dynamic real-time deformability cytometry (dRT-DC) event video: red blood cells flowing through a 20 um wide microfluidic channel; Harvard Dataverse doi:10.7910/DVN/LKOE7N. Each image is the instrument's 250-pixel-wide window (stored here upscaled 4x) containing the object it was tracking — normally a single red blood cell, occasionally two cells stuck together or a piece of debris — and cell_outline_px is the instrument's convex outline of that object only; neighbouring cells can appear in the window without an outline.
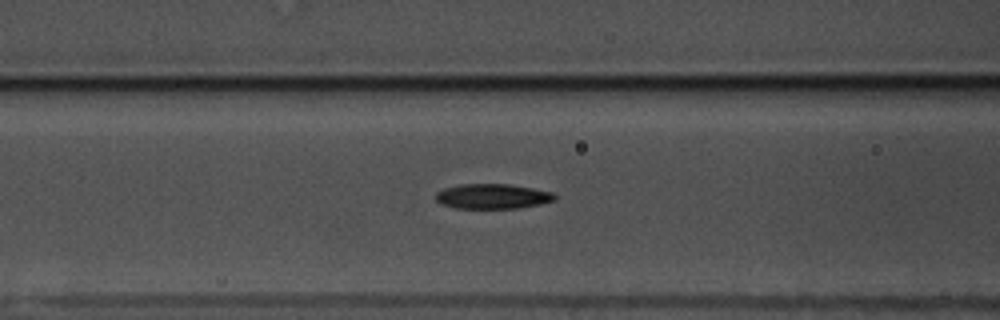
{"species": "common noctule bat (a hibernating species)", "species_latin": "Nyctalus noctula", "temperature_condition": "warm", "stored_images_in_passage": 42, "segment_of_instrument_passage": [1, 2], "camera_frame_rate_fps": 3000, "um_per_image_px": 0.085, "animal": {"sex": "male", "body_mass_g": 17.5, "forearm_length_mm": 52.3}, "frame": {"image": 1, "passage_image": 7, "time_ms": 2.0, "image_size_px": [1000, 320], "cell_outline_px": [[556, 200], [540, 204], [520, 208], [456, 208], [440, 204], [436, 200], [436, 192], [444, 188], [460, 184], [508, 184], [532, 188], [552, 192], [556, 196]], "centroid_in_image_um": [41.85, 16.69], "position_along_channel_um": 124.7, "area_um2": 17.34}}
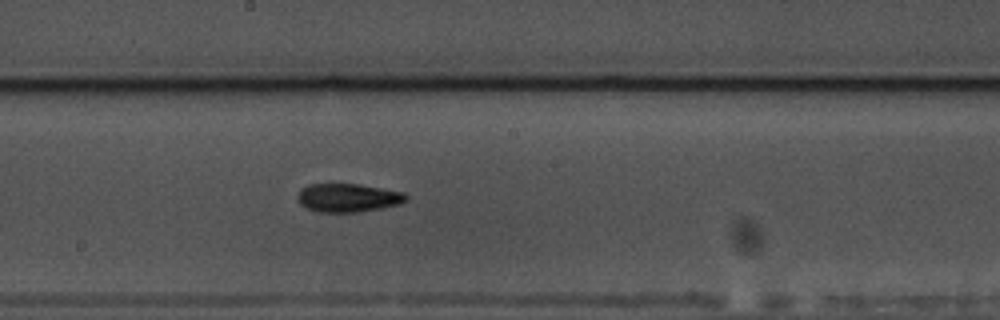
{"frame": {"image": 2, "passage_image": 15, "time_ms": 4.667, "image_size_px": [1000, 320], "cell_outline_px": [[408, 200], [400, 204], [360, 212], [320, 212], [308, 208], [300, 204], [296, 200], [296, 196], [300, 188], [308, 184], [360, 184], [404, 192], [408, 196]], "centroid_in_image_um": [29.57, 16.8], "position_along_channel_um": 218.6, "area_um2": 18.21}}
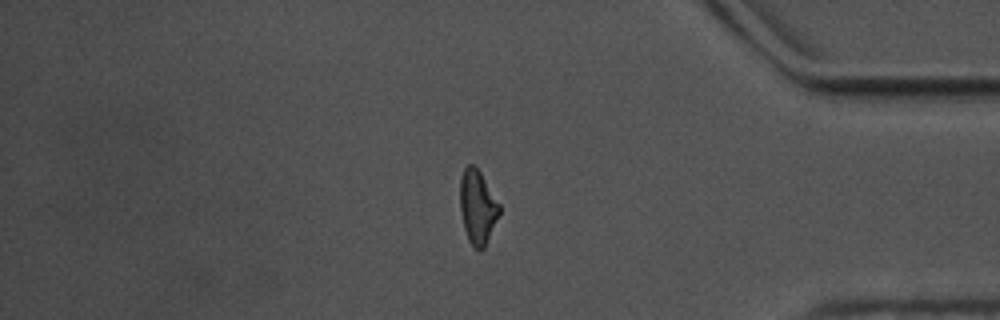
{"frame": {"image": 3, "passage_image": 32, "time_ms": 10.333, "image_size_px": [1000, 320], "cell_outline_px": [[500, 212], [484, 248], [480, 252], [468, 240], [464, 228], [460, 208], [460, 176], [464, 168], [468, 164], [472, 164], [480, 172], [500, 204]], "centroid_in_image_um": [40.58, 17.58], "position_along_channel_um": 394.6, "area_um2": 16.82}}